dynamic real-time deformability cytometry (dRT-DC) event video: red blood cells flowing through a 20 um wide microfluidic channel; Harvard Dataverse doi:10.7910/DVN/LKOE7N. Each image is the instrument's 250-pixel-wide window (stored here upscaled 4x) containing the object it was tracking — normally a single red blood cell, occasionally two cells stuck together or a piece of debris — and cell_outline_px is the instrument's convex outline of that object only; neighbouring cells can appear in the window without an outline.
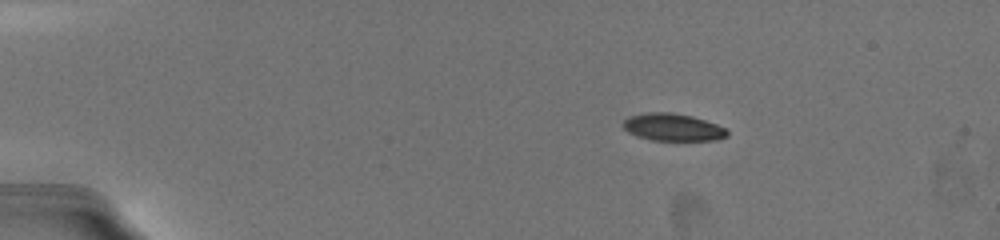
{"species": "common noctule bat (a hibernating species)", "species_latin": "Nyctalus noctula", "temperature_condition": "warm", "stored_images_in_passage": 22, "camera_frame_rate_fps": 3000, "um_per_image_px": 0.085, "animal": {"sex": "female", "body_mass_g": 19.5, "forearm_length_mm": 54.1}, "frame": {"image": 1, "passage_image": 1, "time_ms": 0.0, "image_size_px": [1000, 240], "cell_outline_px": [[728, 136], [716, 140], [652, 140], [636, 136], [628, 132], [620, 124], [628, 116], [648, 112], [672, 112], [692, 116], [716, 124], [724, 128], [728, 132]], "centroid_in_image_um": [57.14, 10.81], "position_along_channel_um": 27.9, "area_um2": 16.65}}
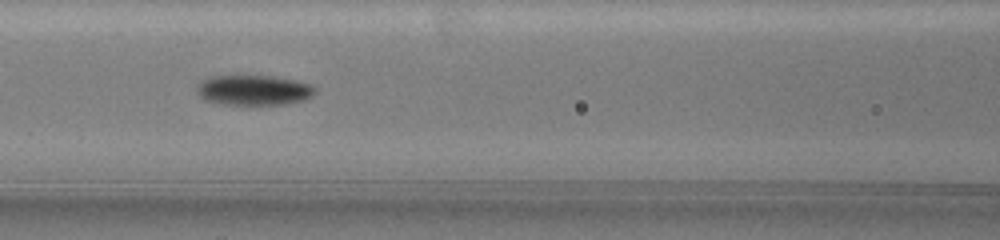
{"frame": {"image": 2, "passage_image": 9, "time_ms": 5.667, "image_size_px": [1000, 240], "cell_outline_px": [[316, 92], [312, 96], [304, 100], [288, 104], [224, 104], [204, 100], [196, 92], [196, 88], [204, 80], [212, 76], [268, 76], [292, 80], [308, 84], [316, 88]], "centroid_in_image_um": [21.56, 7.67], "position_along_channel_um": 145.0, "area_um2": 20.46}}
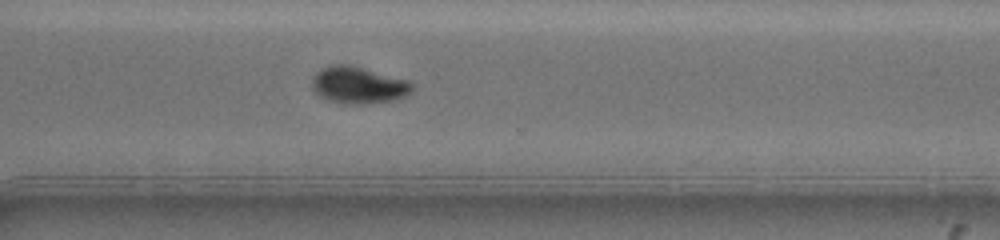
{"frame": {"image": 3, "passage_image": 20, "time_ms": 11.0, "image_size_px": [1000, 240], "cell_outline_px": [[412, 92], [404, 96], [392, 100], [360, 104], [352, 104], [328, 100], [320, 96], [316, 92], [312, 84], [312, 76], [316, 72], [332, 64], [348, 64], [408, 80], [412, 84]], "centroid_in_image_um": [30.45, 7.22], "position_along_channel_um": 340.2, "area_um2": 21.15}, "authors_computed_cell_mechanics": {"area_um2": 20.4901, "velocity_mm_per_s": 3.6639, "shape_relaxation_time_tau1_ms": 4.051, "shape_relaxation_time_tau2_ms": 1.1834, "deformation_change_tau1": 0.1636, "deformation_change_tau2": 0.0392}}